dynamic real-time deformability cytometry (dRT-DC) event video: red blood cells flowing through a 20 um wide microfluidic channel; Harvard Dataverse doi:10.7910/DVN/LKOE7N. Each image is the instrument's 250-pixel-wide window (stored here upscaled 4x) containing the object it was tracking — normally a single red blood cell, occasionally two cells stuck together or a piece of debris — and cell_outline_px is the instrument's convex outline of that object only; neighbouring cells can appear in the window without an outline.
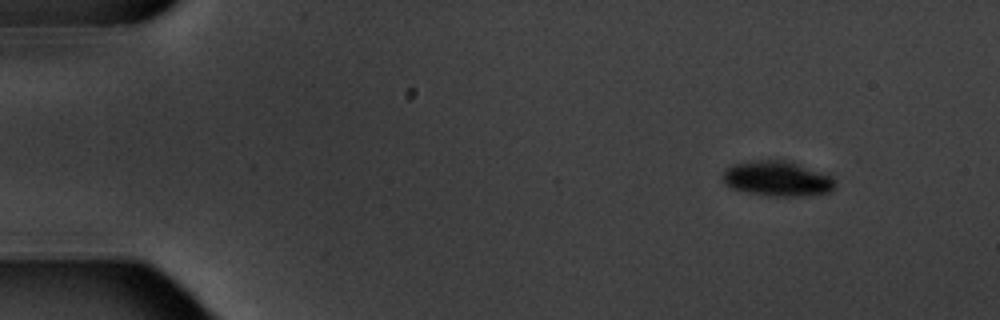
{"species": "common noctule bat (a hibernating species)", "species_latin": "Nyctalus noctula", "temperature_condition": "warm", "stored_images_in_passage": 4, "camera_frame_rate_fps": 3000, "um_per_image_px": 0.085, "animal": {"sex": "male", "body_mass_g": 20.1, "forearm_length_mm": 53.5}, "frame": {"image": 1, "passage_image": 1, "time_ms": 0.0, "image_size_px": [1000, 320], "cell_outline_px": [[836, 184], [828, 192], [804, 196], [768, 196], [748, 192], [732, 188], [724, 184], [724, 172], [732, 164], [756, 160], [784, 160], [832, 176]], "centroid_in_image_um": [66.05, 15.19], "position_along_channel_um": 18.9, "area_um2": 22.6}}
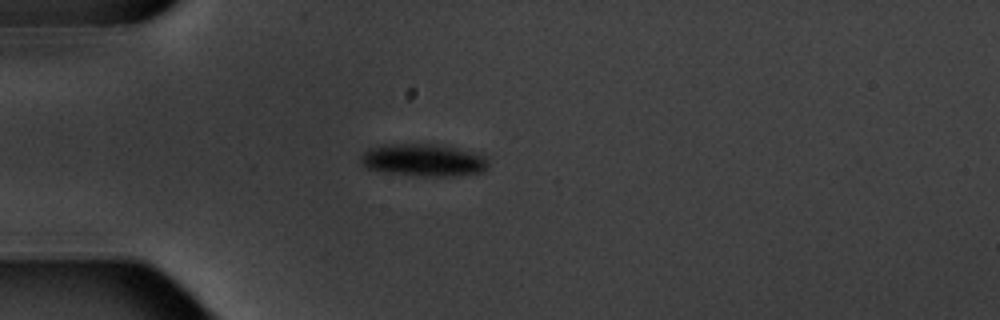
{"frame": {"image": 2, "passage_image": 4, "time_ms": 3.333, "image_size_px": [1000, 320], "cell_outline_px": [[488, 168], [480, 172], [452, 176], [436, 176], [388, 172], [368, 168], [360, 160], [360, 156], [368, 148], [380, 144], [436, 144], [476, 152], [484, 156], [488, 160]], "centroid_in_image_um": [36.01, 13.58], "position_along_channel_um": 49.0, "area_um2": 23.81}}